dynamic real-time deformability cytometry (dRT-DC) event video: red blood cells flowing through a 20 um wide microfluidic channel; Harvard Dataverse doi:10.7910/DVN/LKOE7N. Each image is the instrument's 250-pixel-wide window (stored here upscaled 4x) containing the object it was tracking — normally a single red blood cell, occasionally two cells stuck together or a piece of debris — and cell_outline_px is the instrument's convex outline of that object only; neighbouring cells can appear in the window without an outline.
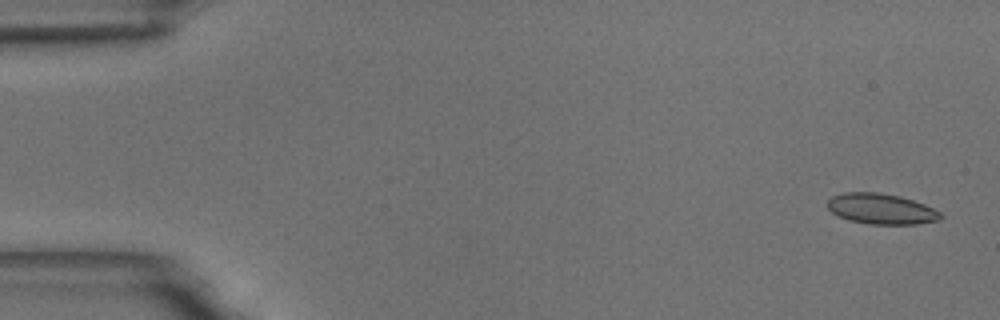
{"species": "common noctule bat (a hibernating species)", "species_latin": "Nyctalus noctula", "temperature_condition": "room temperature", "stored_images_in_passage": 48, "camera_frame_rate_fps": 3000, "um_per_image_px": 0.085, "animal": {"sex": "male", "body_mass_g": 18.8}, "frame": {"image": 1, "passage_image": 2, "time_ms": 0.333, "image_size_px": [1000, 320], "cell_outline_px": [[944, 216], [940, 220], [916, 224], [868, 224], [848, 220], [832, 212], [828, 208], [828, 200], [832, 196], [844, 192], [876, 192], [900, 196], [924, 204], [940, 212]], "centroid_in_image_um": [74.91, 17.75], "position_along_channel_um": 10.1, "area_um2": 20.11}}
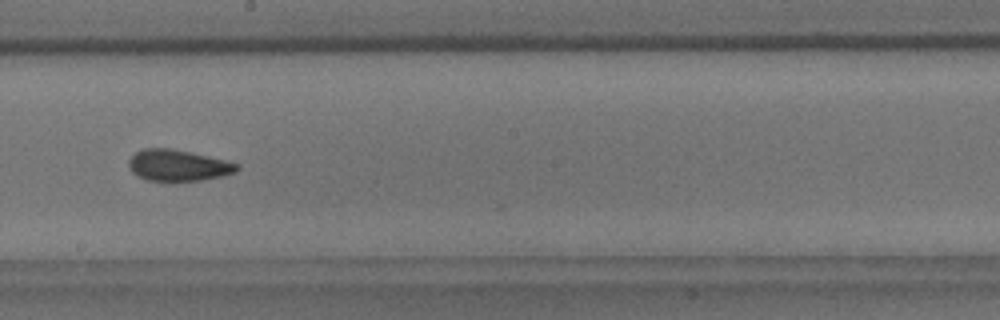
{"frame": {"image": 2, "passage_image": 31, "time_ms": 10.0, "image_size_px": [1000, 320], "cell_outline_px": [[240, 168], [236, 172], [224, 176], [200, 180], [148, 180], [136, 176], [132, 172], [128, 164], [128, 160], [136, 152], [144, 148], [172, 148], [208, 156], [240, 164]], "centroid_in_image_um": [15.14, 14.05], "position_along_channel_um": 233.1, "area_um2": 19.65}}
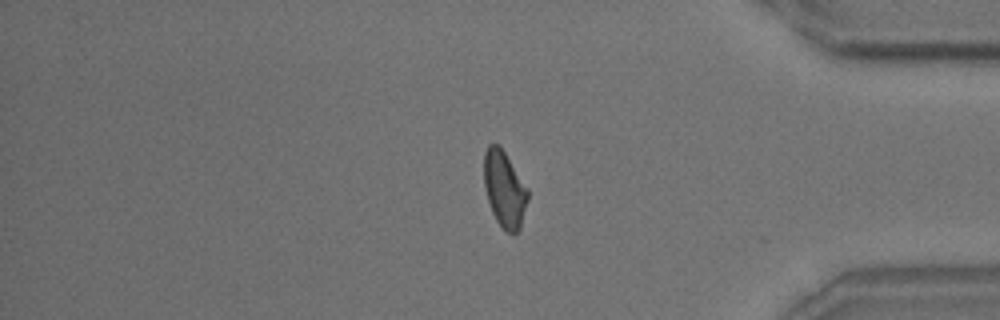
{"frame": {"image": 3, "passage_image": 46, "time_ms": 15.0, "image_size_px": [1000, 320], "cell_outline_px": [[528, 200], [520, 228], [516, 232], [504, 232], [496, 220], [492, 212], [488, 200], [484, 184], [484, 152], [488, 144], [500, 144], [528, 188]], "centroid_in_image_um": [42.88, 16.06], "position_along_channel_um": 392.3, "area_um2": 19.59}, "authors_computed_cell_mechanics": {"area_um2": 19.9988, "velocity_mm_per_s": 3.6587, "shape_relaxation_time_tau1_ms": 9.3837, "shape_relaxation_time_tau2_ms": 1.8757, "deformation_change_tau1": 0.1496, "deformation_change_tau2": 0.0867}}